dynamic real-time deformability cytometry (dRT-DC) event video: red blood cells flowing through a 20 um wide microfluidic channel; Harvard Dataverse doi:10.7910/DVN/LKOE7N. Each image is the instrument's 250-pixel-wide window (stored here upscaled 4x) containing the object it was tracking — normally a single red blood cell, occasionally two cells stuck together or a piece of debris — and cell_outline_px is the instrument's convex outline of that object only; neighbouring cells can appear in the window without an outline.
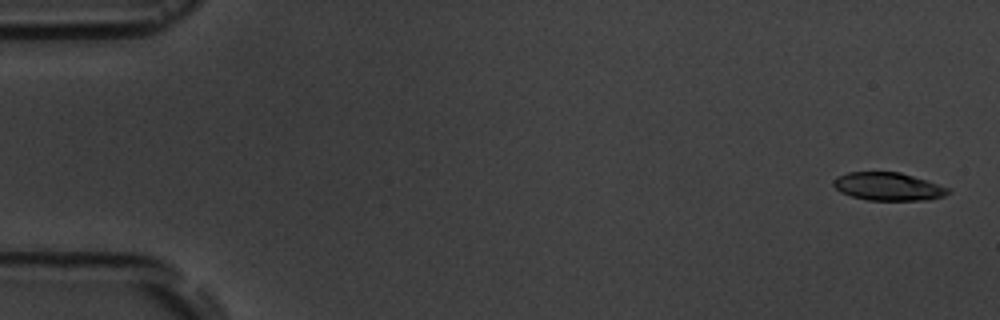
{"species": "common noctule bat (a hibernating species)", "species_latin": "Nyctalus noctula", "temperature_condition": "room temperature", "stored_images_in_passage": 5, "camera_frame_rate_fps": 3000, "um_per_image_px": 0.085, "animal": {"sex": "male", "body_mass_g": 19.5, "forearm_length_mm": 54.6}, "frame": {"image": 1, "passage_image": 1, "time_ms": 0.0, "image_size_px": [1000, 320], "cell_outline_px": [[952, 192], [944, 196], [928, 200], [868, 200], [852, 196], [840, 192], [832, 184], [832, 180], [836, 176], [848, 172], [900, 172], [928, 180], [952, 188]], "centroid_in_image_um": [75.53, 15.85], "position_along_channel_um": 9.5, "area_um2": 19.02}}
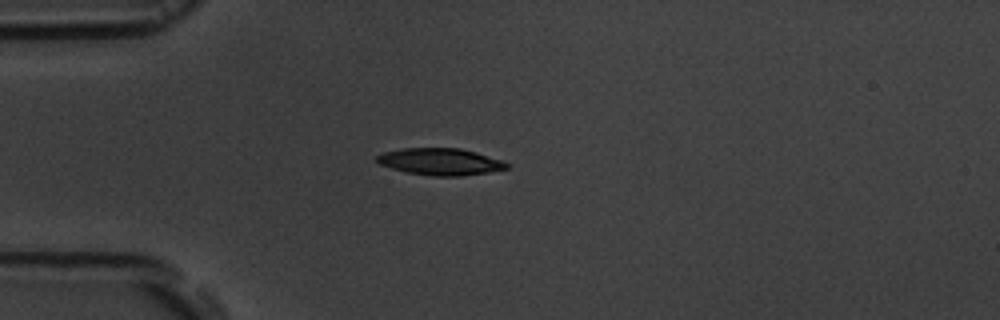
{"frame": {"image": 2, "passage_image": 5, "time_ms": 4.333, "image_size_px": [1000, 320], "cell_outline_px": [[512, 164], [508, 168], [488, 172], [460, 176], [432, 176], [408, 172], [392, 168], [380, 164], [376, 160], [376, 156], [384, 152], [404, 148], [460, 148], [476, 152], [504, 160]], "centroid_in_image_um": [37.48, 13.74], "position_along_channel_um": 47.5, "area_um2": 20.35}}